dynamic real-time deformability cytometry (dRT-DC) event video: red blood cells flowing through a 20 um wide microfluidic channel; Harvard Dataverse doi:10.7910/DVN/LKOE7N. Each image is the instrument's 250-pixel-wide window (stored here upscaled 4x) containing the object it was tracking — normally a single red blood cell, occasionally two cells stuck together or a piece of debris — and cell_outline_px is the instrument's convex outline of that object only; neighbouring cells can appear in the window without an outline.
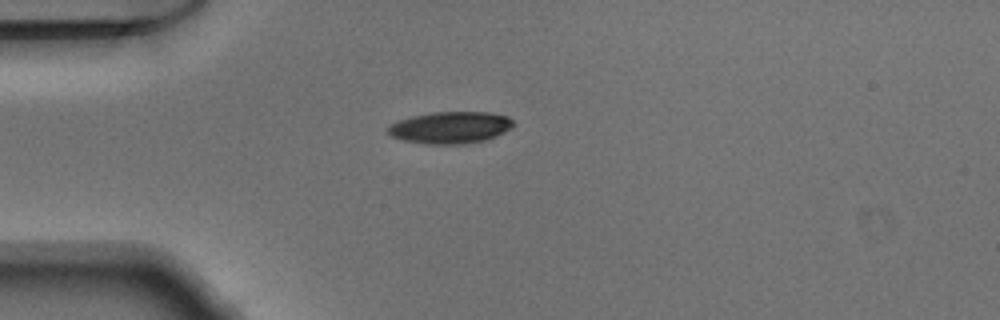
{"species": "Egyptian fruit bat (a non-hibernating species)", "species_latin": "Rousettus aegyptiacus", "temperature_condition": "warm", "stored_images_in_passage": 38, "camera_frame_rate_fps": 3000, "um_per_image_px": 0.085, "animal": {"sex": "male"}, "frame": {"image": 1, "passage_image": 1, "time_ms": 0.0, "image_size_px": [1000, 320], "cell_outline_px": [[516, 124], [512, 128], [504, 132], [484, 140], [464, 144], [428, 144], [404, 140], [392, 136], [388, 132], [388, 128], [392, 124], [400, 120], [412, 116], [432, 112], [488, 112], [508, 116]], "centroid_in_image_um": [38.32, 10.83], "position_along_channel_um": 46.7, "area_um2": 23.12}}
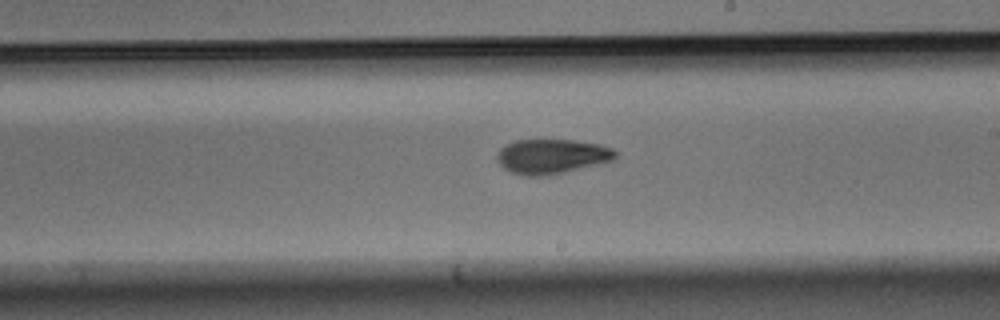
{"frame": {"image": 2, "passage_image": 17, "time_ms": 5.333, "image_size_px": [1000, 320], "cell_outline_px": [[616, 156], [612, 160], [564, 172], [540, 176], [528, 176], [512, 172], [504, 168], [496, 160], [496, 156], [500, 148], [516, 140], [576, 140], [600, 144], [612, 148], [616, 152]], "centroid_in_image_um": [46.88, 13.28], "position_along_channel_um": 242.1, "area_um2": 23.64}}
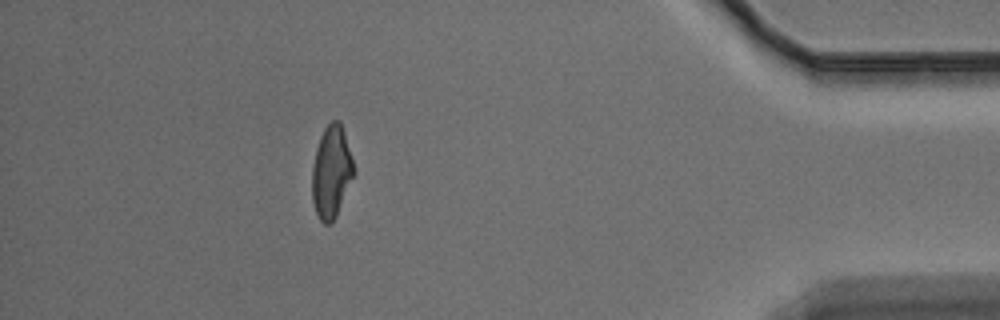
{"frame": {"image": 3, "passage_image": 33, "time_ms": 10.667, "image_size_px": [1000, 320], "cell_outline_px": [[356, 172], [336, 216], [328, 224], [324, 224], [320, 220], [316, 212], [312, 200], [312, 168], [316, 148], [320, 136], [324, 128], [332, 120], [340, 120], [344, 132]], "centroid_in_image_um": [28.17, 14.6], "position_along_channel_um": 407.0, "area_um2": 22.43}}